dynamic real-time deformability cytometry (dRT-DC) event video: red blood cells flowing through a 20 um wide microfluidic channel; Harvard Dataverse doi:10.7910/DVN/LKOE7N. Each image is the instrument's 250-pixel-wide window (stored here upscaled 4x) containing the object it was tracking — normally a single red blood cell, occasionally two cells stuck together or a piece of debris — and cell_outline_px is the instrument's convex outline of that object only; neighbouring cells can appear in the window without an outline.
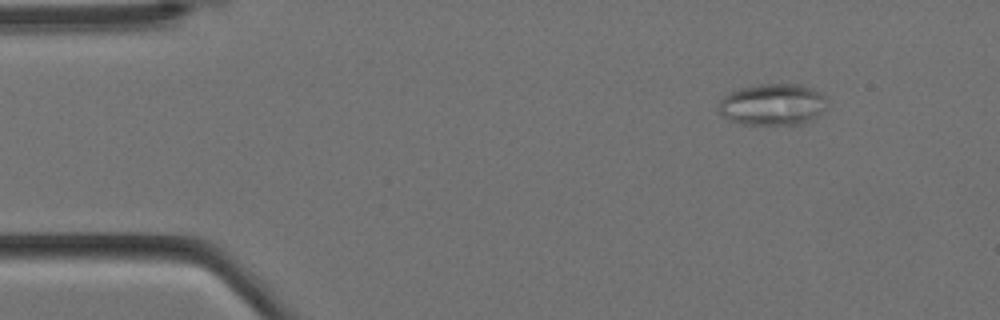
{"species": "Egyptian fruit bat (a non-hibernating species)", "species_latin": "Rousettus aegyptiacus", "temperature_condition": "cold", "stored_images_in_passage": 10, "camera_frame_rate_fps": 3000, "um_per_image_px": 0.085, "animal": {"sex": "female"}, "frame": {"image": 1, "passage_image": 2, "time_ms": 0.333, "image_size_px": [1000, 320], "cell_outline_px": [[828, 108], [812, 120], [804, 124], [740, 124], [728, 120], [720, 112], [720, 100], [728, 92], [740, 88], [760, 84], [800, 84], [812, 88], [820, 92], [824, 96]], "centroid_in_image_um": [65.71, 8.88], "position_along_channel_um": 19.3, "area_um2": 26.47}}
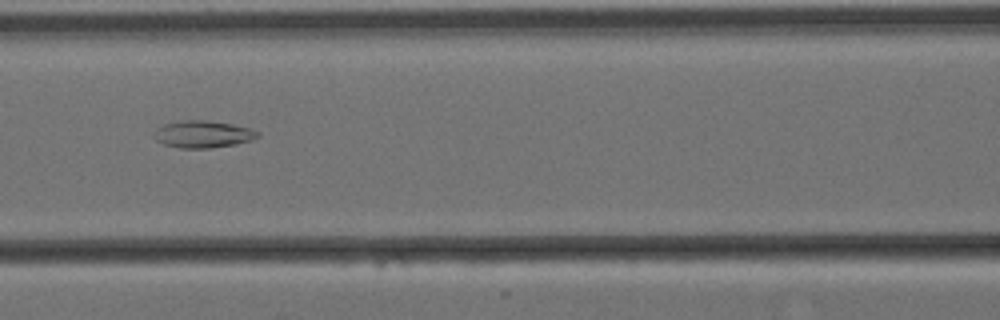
{"frame": {"image": 2, "passage_image": 7, "time_ms": 2.0, "image_size_px": [1000, 320], "cell_outline_px": [[260, 136], [252, 140], [236, 144], [208, 148], [180, 148], [164, 144], [156, 140], [152, 136], [152, 132], [156, 128], [164, 124], [180, 120], [204, 120], [232, 124], [248, 128], [260, 132]], "centroid_in_image_um": [17.21, 11.4], "position_along_channel_um": 149.4, "area_um2": 16.47}}
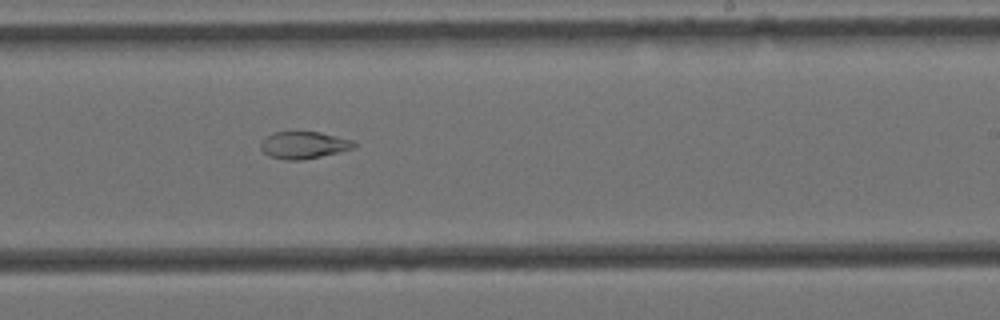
{"frame": {"image": 3, "passage_image": 10, "time_ms": 3.0, "image_size_px": [1000, 320], "cell_outline_px": [[356, 148], [340, 152], [300, 160], [284, 160], [268, 156], [260, 148], [260, 140], [272, 132], [320, 132], [352, 140], [356, 144]], "centroid_in_image_um": [25.79, 12.33], "position_along_channel_um": 263.2, "area_um2": 14.85}}